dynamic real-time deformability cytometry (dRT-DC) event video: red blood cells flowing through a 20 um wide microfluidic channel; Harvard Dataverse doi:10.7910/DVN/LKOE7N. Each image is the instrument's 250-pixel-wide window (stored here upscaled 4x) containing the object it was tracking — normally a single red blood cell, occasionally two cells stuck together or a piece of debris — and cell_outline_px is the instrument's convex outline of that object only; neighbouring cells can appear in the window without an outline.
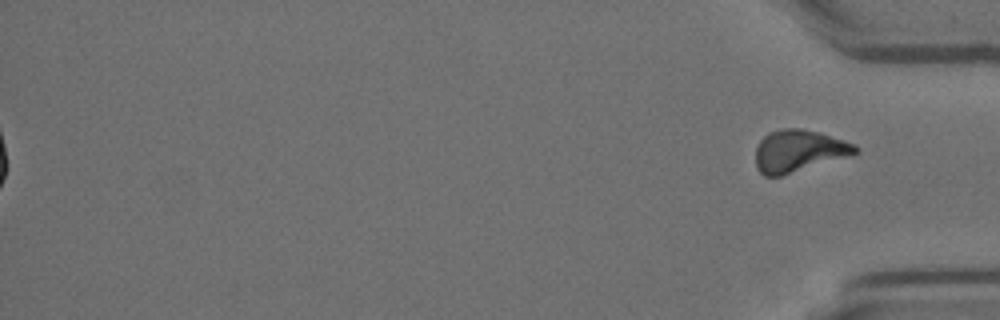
{"species": "Egyptian fruit bat (a non-hibernating species)", "species_latin": "Rousettus aegyptiacus", "temperature_condition": "room temperature", "stored_images_in_passage": 53, "segment_of_instrument_passage": [2, 2], "camera_frame_rate_fps": 3000, "um_per_image_px": 0.085, "animal": {"sex": "female"}, "frame": {"image": 1, "passage_image": 53, "time_ms": 17.333, "image_size_px": [1000, 320], "cell_outline_px": [[860, 152], [852, 156], [780, 176], [764, 176], [756, 168], [756, 148], [760, 140], [768, 132], [780, 128], [800, 128], [816, 132], [844, 140], [856, 144], [860, 148]], "centroid_in_image_um": [67.92, 12.83], "position_along_channel_um": 367.3, "area_um2": 24.68}}